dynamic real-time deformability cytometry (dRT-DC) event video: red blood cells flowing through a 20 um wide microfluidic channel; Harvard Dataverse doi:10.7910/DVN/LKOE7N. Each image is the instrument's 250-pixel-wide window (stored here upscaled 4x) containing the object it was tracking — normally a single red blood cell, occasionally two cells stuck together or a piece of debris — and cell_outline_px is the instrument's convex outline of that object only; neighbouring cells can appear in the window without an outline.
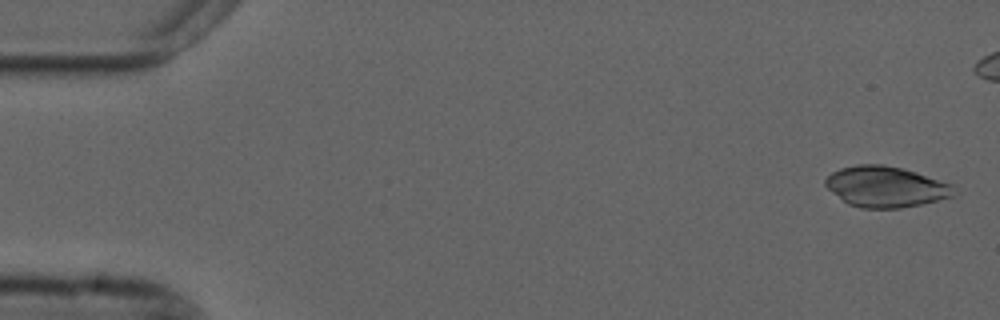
{"species": "common noctule bat (a hibernating species)", "species_latin": "Nyctalus noctula", "temperature_condition": "cold", "stored_images_in_passage": 48, "camera_frame_rate_fps": 3000, "um_per_image_px": 0.085, "animal": {"sex": "male", "forearm_length_mm": 52.5}, "frame": {"image": 1, "passage_image": 2, "time_ms": 0.333, "image_size_px": [1000, 320], "cell_outline_px": [[952, 196], [920, 204], [900, 208], [860, 208], [848, 204], [832, 192], [824, 184], [824, 180], [832, 172], [840, 168], [856, 164], [884, 164], [904, 168], [952, 184]], "centroid_in_image_um": [75.23, 15.86], "position_along_channel_um": 9.8, "area_um2": 30.35}}
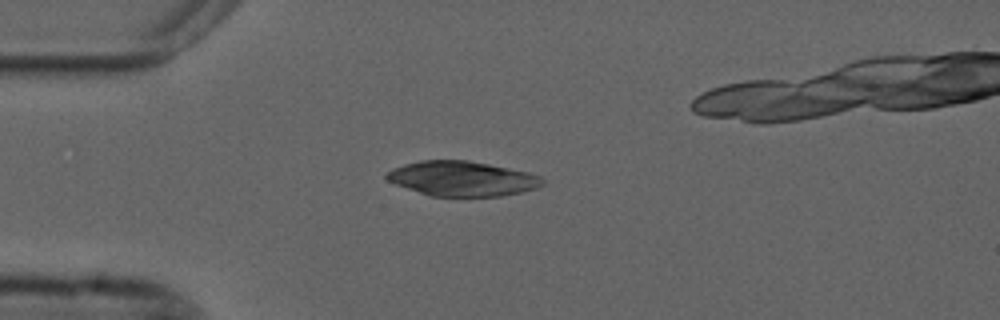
{"frame": {"image": 2, "passage_image": 14, "time_ms": 4.333, "image_size_px": [1000, 320], "cell_outline_px": [[544, 184], [536, 188], [520, 192], [500, 196], [432, 196], [396, 184], [388, 180], [384, 176], [392, 168], [404, 164], [420, 160], [468, 160], [528, 172], [540, 176], [544, 180]], "centroid_in_image_um": [39.29, 15.17], "position_along_channel_um": 45.7, "area_um2": 31.39}}